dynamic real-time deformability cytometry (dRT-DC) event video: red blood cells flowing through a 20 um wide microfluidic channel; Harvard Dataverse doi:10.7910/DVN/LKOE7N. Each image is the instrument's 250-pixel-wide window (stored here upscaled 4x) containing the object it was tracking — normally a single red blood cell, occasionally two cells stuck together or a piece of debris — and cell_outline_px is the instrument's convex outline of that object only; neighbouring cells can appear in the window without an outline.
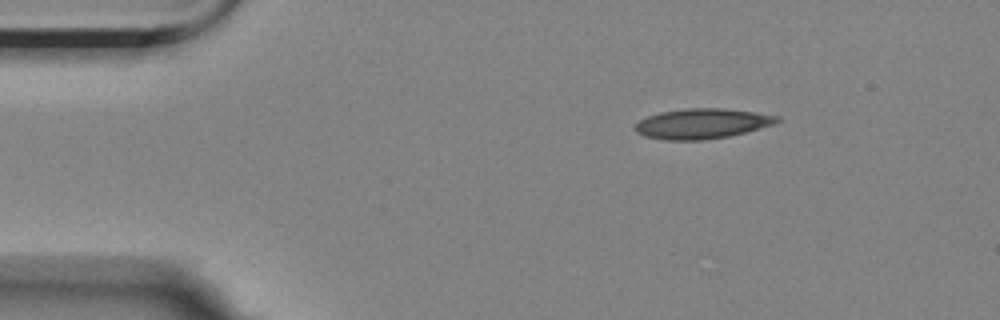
{"species": "Egyptian fruit bat (a non-hibernating species)", "species_latin": "Rousettus aegyptiacus", "temperature_condition": "room temperature", "stored_images_in_passage": 3, "camera_frame_rate_fps": 3000, "um_per_image_px": 0.085, "animal": {"sex": "female"}, "frame": {"image": 1, "passage_image": 1, "time_ms": 0.0, "image_size_px": [1000, 320], "cell_outline_px": [[780, 120], [776, 124], [728, 136], [704, 140], [664, 140], [644, 136], [636, 132], [632, 128], [640, 120], [648, 116], [660, 112], [688, 108], [724, 108], [756, 112], [780, 116]], "centroid_in_image_um": [59.67, 10.51], "position_along_channel_um": 25.3, "area_um2": 25.03}}